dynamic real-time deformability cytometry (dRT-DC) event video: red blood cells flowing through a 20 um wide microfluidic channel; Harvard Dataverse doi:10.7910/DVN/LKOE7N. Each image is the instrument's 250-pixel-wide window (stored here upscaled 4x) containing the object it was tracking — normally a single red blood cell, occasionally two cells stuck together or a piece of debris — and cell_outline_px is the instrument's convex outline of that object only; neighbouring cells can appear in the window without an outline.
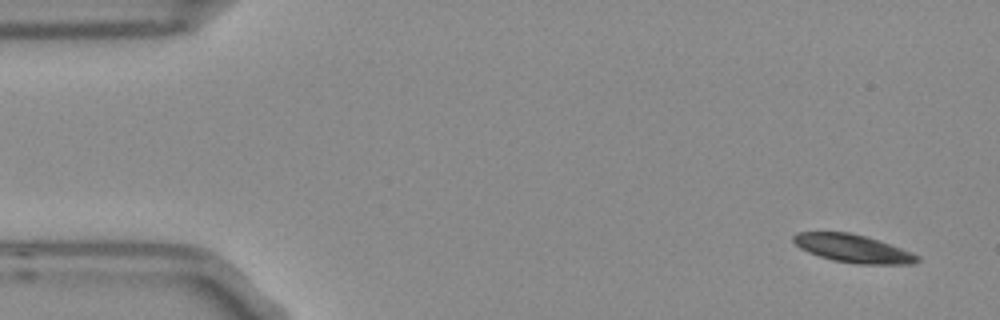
{"species": "Egyptian fruit bat (a non-hibernating species)", "species_latin": "Rousettus aegyptiacus", "temperature_condition": "room temperature", "stored_images_in_passage": 6, "camera_frame_rate_fps": 3000, "um_per_image_px": 0.085, "frame": {"image": 1, "passage_image": 1, "time_ms": 0.0, "image_size_px": [1000, 320], "cell_outline_px": [[920, 260], [912, 264], [856, 264], [832, 260], [808, 252], [800, 248], [792, 240], [792, 236], [796, 232], [848, 232], [864, 236], [912, 252], [920, 256]], "centroid_in_image_um": [72.48, 21.13], "position_along_channel_um": 12.5, "area_um2": 20.06}}
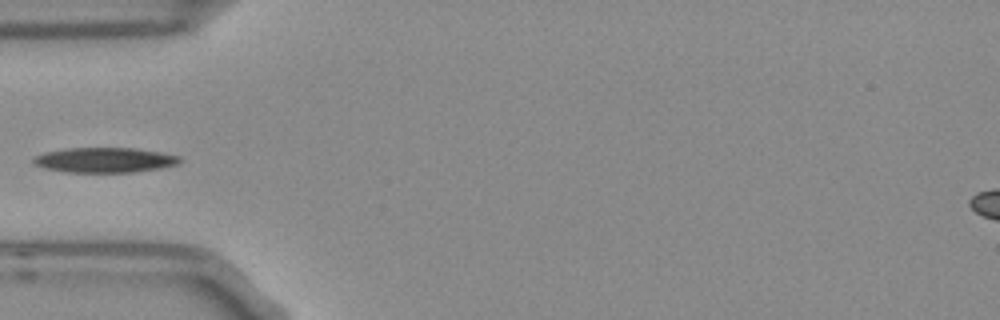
{"frame": {"image": 2, "passage_image": 5, "time_ms": 1.333, "image_size_px": [1000, 320], "cell_outline_px": [[180, 160], [176, 164], [160, 168], [132, 172], [64, 172], [44, 168], [36, 164], [32, 160], [36, 156], [44, 152], [68, 148], [132, 148], [180, 156]], "centroid_in_image_um": [8.85, 13.6], "position_along_channel_um": 76.2, "area_um2": 20.98}}
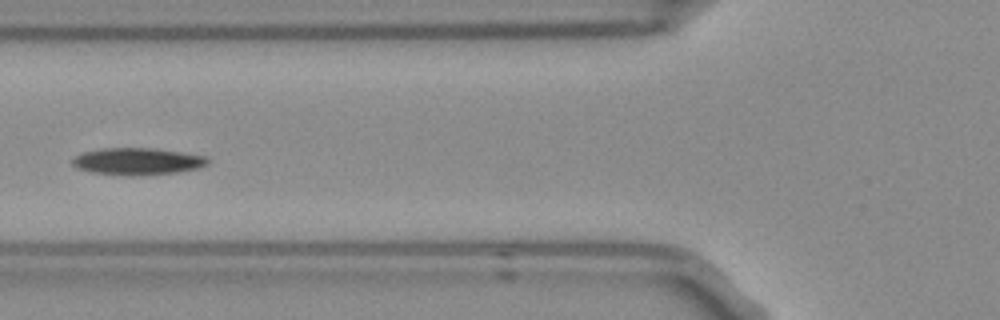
{"frame": {"image": 3, "passage_image": 6, "time_ms": 1.667, "image_size_px": [1000, 320], "cell_outline_px": [[208, 164], [200, 168], [176, 172], [136, 176], [132, 176], [92, 172], [76, 168], [72, 164], [72, 160], [76, 156], [84, 152], [104, 148], [152, 148], [204, 156], [208, 160]], "centroid_in_image_um": [11.67, 13.72], "position_along_channel_um": 114.1, "area_um2": 21.04}}